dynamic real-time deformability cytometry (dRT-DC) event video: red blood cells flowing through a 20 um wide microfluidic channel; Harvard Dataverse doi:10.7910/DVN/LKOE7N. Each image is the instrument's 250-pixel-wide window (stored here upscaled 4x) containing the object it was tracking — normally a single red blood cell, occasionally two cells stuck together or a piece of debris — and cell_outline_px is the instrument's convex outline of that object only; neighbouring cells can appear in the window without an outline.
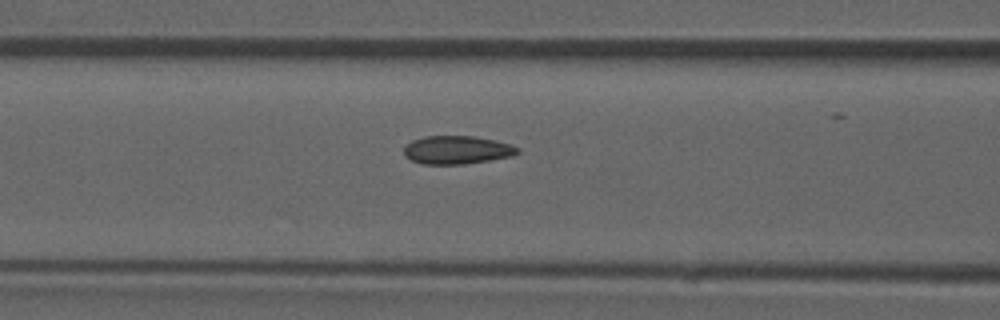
{"species": "common noctule bat (a hibernating species)", "species_latin": "Nyctalus noctula", "temperature_condition": "room temperature", "stored_images_in_passage": 9, "camera_frame_rate_fps": 3000, "um_per_image_px": 0.085, "animal": {"sex": "male", "forearm_length_mm": 52.5}, "frame": {"image": 1, "passage_image": 7, "time_ms": 2.0, "image_size_px": [1000, 320], "cell_outline_px": [[520, 152], [512, 156], [464, 164], [420, 164], [404, 156], [404, 148], [412, 140], [424, 136], [476, 136], [496, 140], [520, 148]], "centroid_in_image_um": [38.84, 12.74], "position_along_channel_um": 127.8, "area_um2": 18.73}}